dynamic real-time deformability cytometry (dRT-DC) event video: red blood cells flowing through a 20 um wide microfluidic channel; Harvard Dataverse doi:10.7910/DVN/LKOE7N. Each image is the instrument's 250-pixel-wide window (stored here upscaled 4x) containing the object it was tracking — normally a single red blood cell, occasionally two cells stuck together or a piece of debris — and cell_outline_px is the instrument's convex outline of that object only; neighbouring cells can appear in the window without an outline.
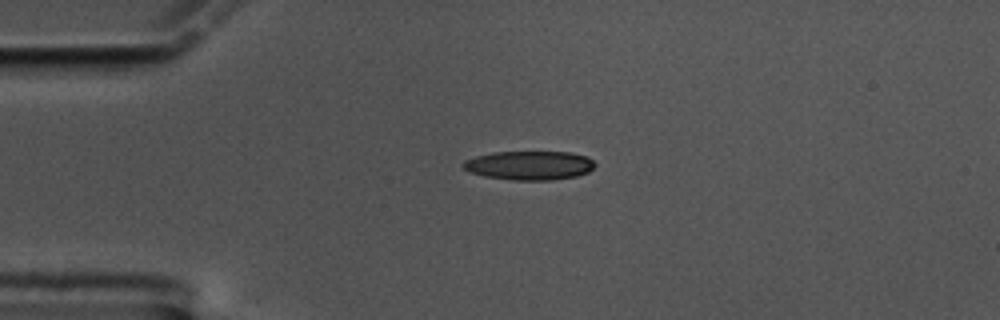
{"species": "common noctule bat (a hibernating species)", "species_latin": "Nyctalus noctula", "temperature_condition": "cold", "stored_images_in_passage": 46, "camera_frame_rate_fps": 3000, "um_per_image_px": 0.085, "animal": {"sex": "male", "body_mass_g": 17.5, "forearm_length_mm": 52.3}, "frame": {"image": 1, "passage_image": 1, "time_ms": 0.0, "image_size_px": [1000, 320], "cell_outline_px": [[596, 164], [588, 172], [576, 176], [552, 180], [512, 180], [484, 176], [468, 172], [460, 164], [464, 160], [476, 156], [492, 152], [568, 152], [588, 156]], "centroid_in_image_um": [44.97, 14.06], "position_along_channel_um": 40.0, "area_um2": 22.37}}
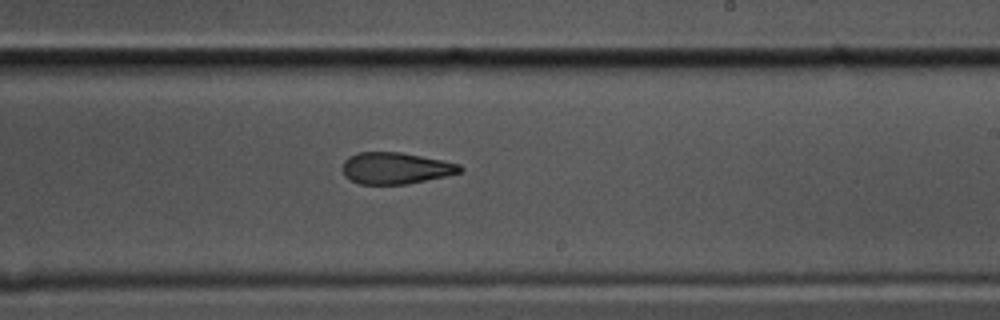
{"frame": {"image": 2, "passage_image": 22, "time_ms": 7.0, "image_size_px": [1000, 320], "cell_outline_px": [[464, 168], [460, 172], [444, 176], [408, 184], [360, 184], [344, 176], [340, 168], [344, 160], [348, 156], [356, 152], [400, 152], [460, 164]], "centroid_in_image_um": [33.56, 14.29], "position_along_channel_um": 255.4, "area_um2": 21.62}}
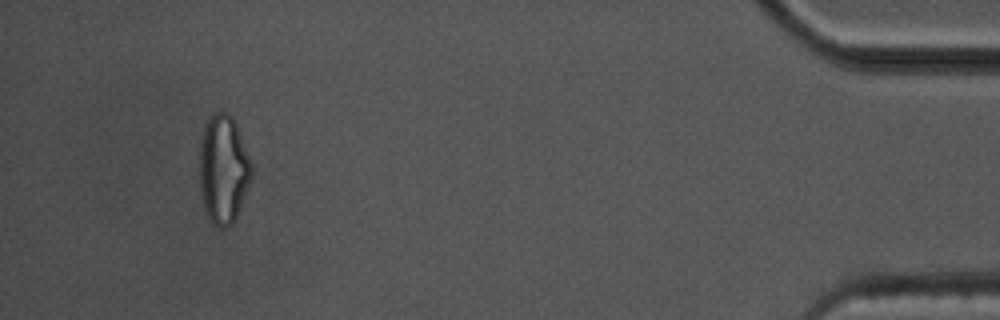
{"frame": {"image": 3, "passage_image": 42, "time_ms": 13.667, "image_size_px": [1000, 320], "cell_outline_px": [[252, 180], [236, 220], [232, 224], [224, 228], [216, 228], [208, 220], [204, 208], [200, 188], [200, 136], [204, 124], [208, 116], [212, 112], [228, 112], [236, 120], [252, 164]], "centroid_in_image_um": [18.99, 14.38], "position_along_channel_um": 416.2, "area_um2": 34.04}, "authors_computed_cell_mechanics": {"area_um2": 23.2067, "velocity_mm_per_s": 3.4474, "shape_relaxation_time_tau1_ms": 10.8611, "shape_relaxation_time_tau2_ms": 4.0943, "deformation_change_tau1": 0.2402, "deformation_change_tau2": 0.1196}}